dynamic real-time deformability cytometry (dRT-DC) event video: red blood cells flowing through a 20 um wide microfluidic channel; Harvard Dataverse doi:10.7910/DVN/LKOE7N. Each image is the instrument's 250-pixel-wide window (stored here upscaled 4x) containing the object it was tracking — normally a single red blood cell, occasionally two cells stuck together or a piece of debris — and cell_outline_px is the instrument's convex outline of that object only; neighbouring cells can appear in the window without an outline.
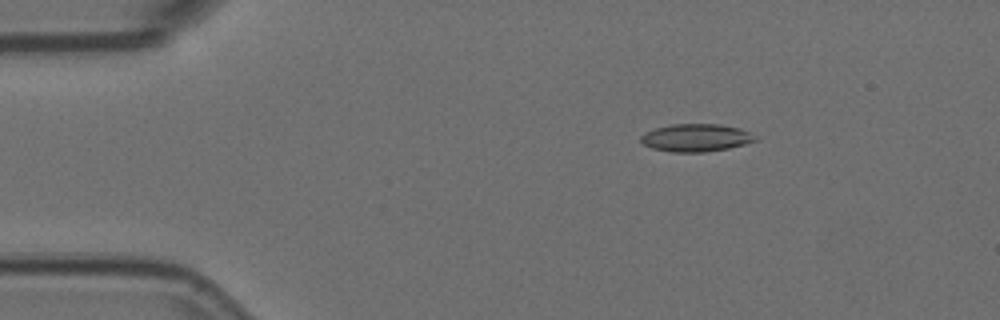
{"species": "Egyptian fruit bat (a non-hibernating species)", "species_latin": "Rousettus aegyptiacus", "temperature_condition": "room temperature", "stored_images_in_passage": 5, "camera_frame_rate_fps": 3000, "um_per_image_px": 0.085, "animal": {"sex": "female"}, "frame": {"image": 1, "passage_image": 3, "time_ms": 0.667, "image_size_px": [1000, 320], "cell_outline_px": [[760, 140], [728, 148], [704, 152], [672, 152], [652, 148], [644, 144], [640, 140], [640, 136], [644, 132], [656, 128], [672, 124], [720, 124], [740, 128], [756, 136]], "centroid_in_image_um": [59.16, 11.7], "position_along_channel_um": 25.8, "area_um2": 18.5}}